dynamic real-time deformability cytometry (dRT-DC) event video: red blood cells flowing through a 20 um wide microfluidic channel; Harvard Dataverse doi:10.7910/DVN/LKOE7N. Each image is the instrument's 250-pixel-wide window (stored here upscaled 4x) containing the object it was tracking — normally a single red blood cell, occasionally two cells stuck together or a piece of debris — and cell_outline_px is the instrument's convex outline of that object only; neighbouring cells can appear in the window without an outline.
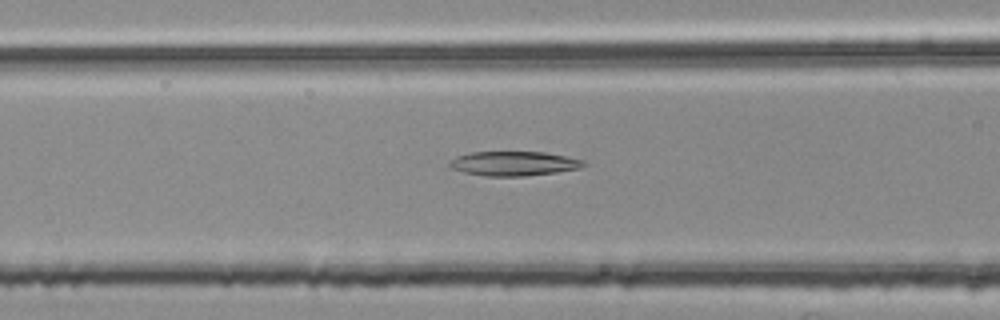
{"species": "common noctule bat (a hibernating species)", "species_latin": "Nyctalus noctula", "temperature_condition": "room temperature", "stored_images_in_passage": 46, "camera_frame_rate_fps": 3000, "um_per_image_px": 0.085, "animal": {"sex": "female", "body_mass_g": 25.1}, "frame": {"image": 1, "passage_image": 20, "time_ms": 6.333, "image_size_px": [1000, 320], "cell_outline_px": [[588, 164], [580, 168], [556, 172], [524, 176], [488, 176], [464, 172], [452, 168], [448, 164], [456, 156], [472, 152], [544, 152], [584, 160]], "centroid_in_image_um": [43.7, 13.9], "position_along_channel_um": 122.9, "area_um2": 18.9}}
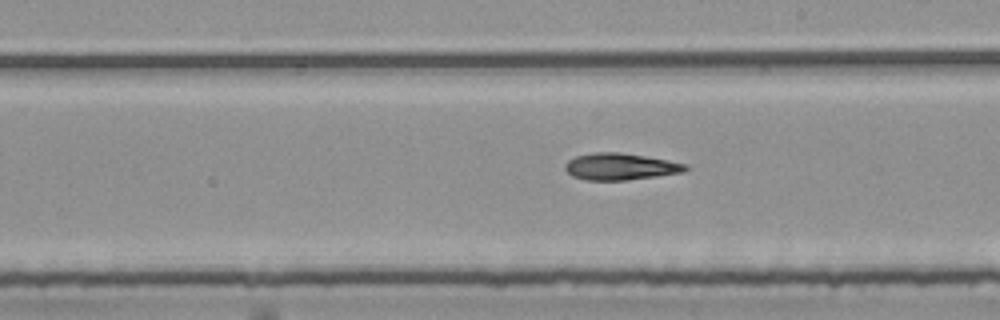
{"frame": {"image": 2, "passage_image": 29, "time_ms": 9.333, "image_size_px": [1000, 320], "cell_outline_px": [[688, 168], [684, 172], [628, 180], [584, 180], [572, 176], [564, 168], [564, 164], [568, 160], [576, 156], [592, 152], [620, 152], [668, 160], [688, 164]], "centroid_in_image_um": [52.71, 14.16], "position_along_channel_um": 236.3, "area_um2": 18.84}}
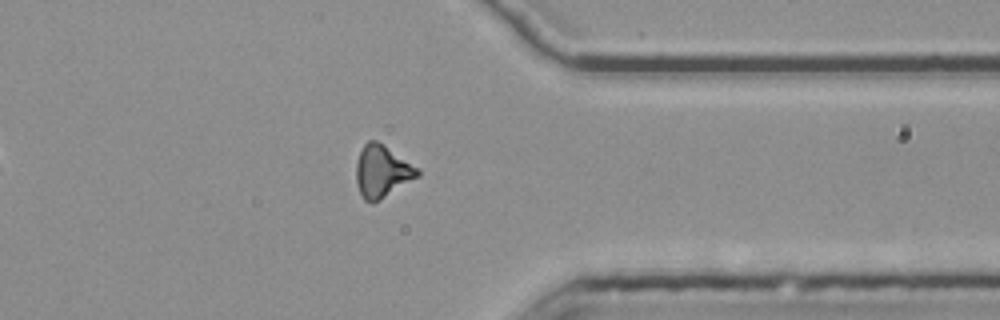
{"frame": {"image": 3, "passage_image": 41, "time_ms": 13.333, "image_size_px": [1000, 320], "cell_outline_px": [[420, 176], [380, 200], [372, 204], [364, 200], [356, 184], [356, 164], [360, 152], [364, 144], [368, 140], [376, 140], [384, 144], [420, 168]], "centroid_in_image_um": [32.5, 14.57], "position_along_channel_um": 378.9, "area_um2": 18.96}}